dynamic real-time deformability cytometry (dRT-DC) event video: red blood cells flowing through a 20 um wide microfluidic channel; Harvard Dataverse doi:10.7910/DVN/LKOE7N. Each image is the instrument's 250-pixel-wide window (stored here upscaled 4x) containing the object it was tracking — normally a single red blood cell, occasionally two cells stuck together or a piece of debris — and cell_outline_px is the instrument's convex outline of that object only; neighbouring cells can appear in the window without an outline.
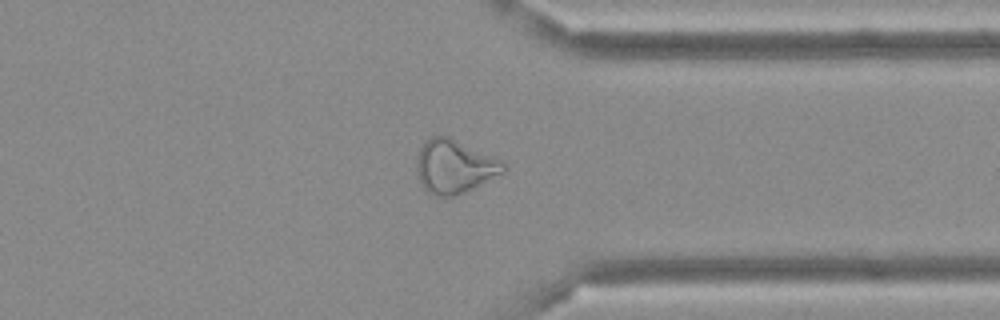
{"species": "Egyptian fruit bat (a non-hibernating species)", "species_latin": "Rousettus aegyptiacus", "temperature_condition": "cold", "stored_images_in_passage": 45, "camera_frame_rate_fps": 3000, "um_per_image_px": 0.085, "frame": {"image": 1, "passage_image": 34, "time_ms": 11.0, "image_size_px": [1000, 320], "cell_outline_px": [[504, 172], [472, 188], [452, 196], [436, 196], [428, 192], [424, 188], [416, 172], [416, 160], [420, 148], [432, 136], [448, 136], [504, 160]], "centroid_in_image_um": [38.62, 14.14], "position_along_channel_um": 372.8, "area_um2": 26.76}}
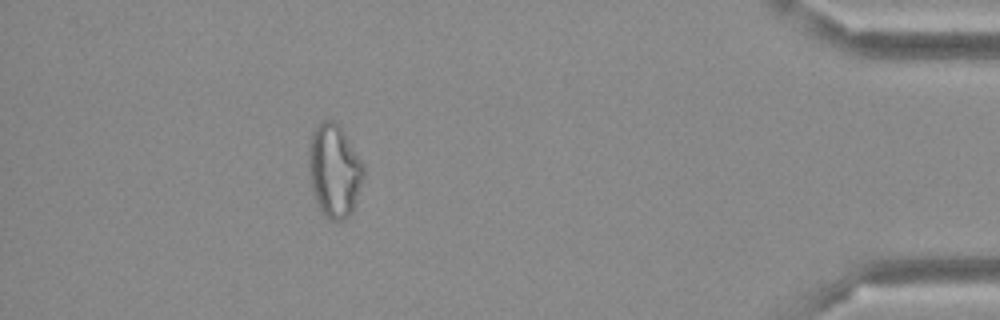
{"frame": {"image": 2, "passage_image": 40, "time_ms": 13.0, "image_size_px": [1000, 320], "cell_outline_px": [[364, 176], [352, 212], [344, 220], [328, 220], [320, 212], [316, 204], [312, 192], [308, 176], [308, 148], [312, 132], [316, 124], [324, 120], [332, 120], [340, 124], [364, 164]], "centroid_in_image_um": [28.38, 14.5], "position_along_channel_um": 406.8, "area_um2": 30.52}}